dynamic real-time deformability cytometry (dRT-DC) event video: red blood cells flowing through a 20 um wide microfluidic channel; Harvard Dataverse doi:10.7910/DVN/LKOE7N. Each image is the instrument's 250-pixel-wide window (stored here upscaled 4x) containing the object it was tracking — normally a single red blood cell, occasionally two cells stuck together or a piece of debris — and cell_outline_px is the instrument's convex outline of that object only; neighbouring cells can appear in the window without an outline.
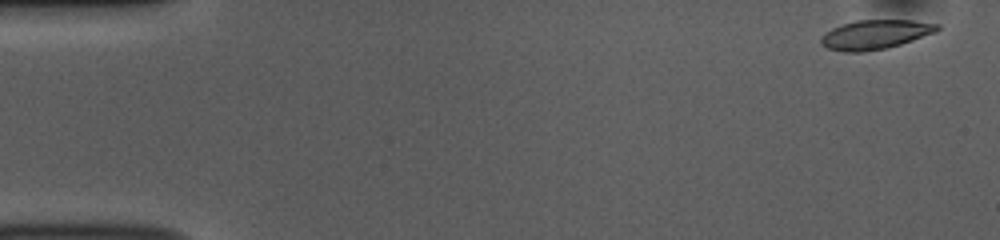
{"species": "common noctule bat (a hibernating species)", "species_latin": "Nyctalus noctula", "temperature_condition": "room temperature", "stored_images_in_passage": 51, "camera_frame_rate_fps": 3000, "um_per_image_px": 0.085, "animal": {"sex": "female", "body_mass_g": 10.0, "forearm_length_mm": 53.1}, "frame": {"image": 1, "passage_image": 1, "time_ms": 0.0, "image_size_px": [1000, 240], "cell_outline_px": [[940, 28], [936, 32], [888, 48], [864, 52], [844, 52], [828, 48], [820, 44], [820, 40], [832, 28], [856, 20], [912, 20], [940, 24]], "centroid_in_image_um": [74.42, 2.94], "position_along_channel_um": 10.6, "area_um2": 19.71}}
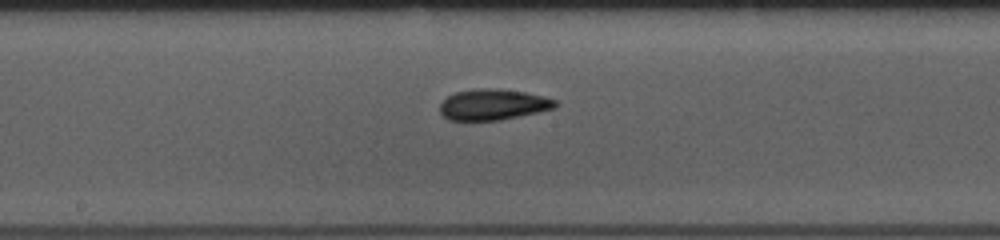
{"frame": {"image": 2, "passage_image": 26, "time_ms": 8.333, "image_size_px": [1000, 240], "cell_outline_px": [[560, 104], [556, 108], [500, 120], [448, 120], [440, 112], [440, 104], [448, 96], [456, 92], [472, 88], [496, 88], [524, 92], [544, 96], [556, 100]], "centroid_in_image_um": [41.93, 8.88], "position_along_channel_um": 206.3, "area_um2": 20.87}}
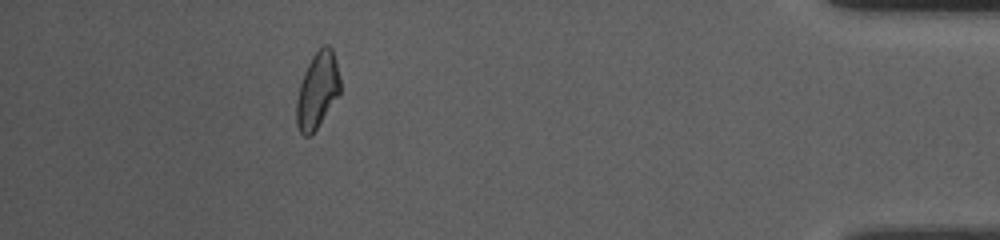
{"frame": {"image": 3, "passage_image": 46, "time_ms": 15.0, "image_size_px": [1000, 240], "cell_outline_px": [[340, 92], [316, 128], [308, 136], [304, 136], [300, 132], [296, 124], [296, 100], [300, 84], [304, 72], [312, 56], [324, 44], [328, 44], [332, 48], [336, 60], [340, 80]], "centroid_in_image_um": [26.97, 7.64], "position_along_channel_um": 408.2, "area_um2": 19.07}, "authors_computed_cell_mechanics": {"area_um2": 20.3456, "velocity_mm_per_s": 3.8232, "shape_relaxation_time_tau1_ms": 5.1681, "shape_relaxation_time_tau2_ms": 2.8631, "deformation_change_tau1": 0.1256, "deformation_change_tau2": 0.0871}}